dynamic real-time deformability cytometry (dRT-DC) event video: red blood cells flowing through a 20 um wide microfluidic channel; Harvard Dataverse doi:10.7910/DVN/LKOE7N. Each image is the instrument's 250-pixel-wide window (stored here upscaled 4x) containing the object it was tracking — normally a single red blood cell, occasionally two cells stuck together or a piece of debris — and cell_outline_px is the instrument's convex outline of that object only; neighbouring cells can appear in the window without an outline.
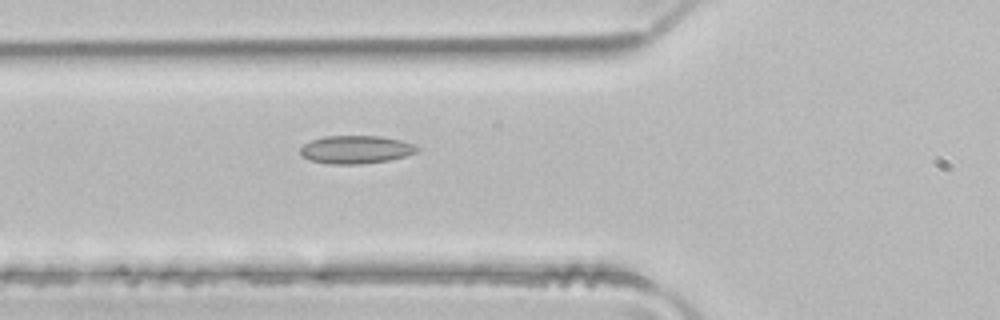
{"species": "common noctule bat (a hibernating species)", "species_latin": "Nyctalus noctula", "temperature_condition": "room temperature", "stored_images_in_passage": 3, "camera_frame_rate_fps": 3000, "um_per_image_px": 0.085, "animal": {"sex": "male", "body_mass_g": 21.5, "forearm_length_mm": 52.0}, "frame": {"image": 1, "passage_image": 3, "time_ms": 0.667, "image_size_px": [1000, 320], "cell_outline_px": [[420, 148], [416, 152], [404, 156], [388, 160], [360, 164], [328, 164], [312, 160], [300, 156], [300, 148], [304, 144], [312, 140], [324, 136], [380, 136], [400, 140], [412, 144]], "centroid_in_image_um": [30.22, 12.71], "position_along_channel_um": 95.6, "area_um2": 18.96}}